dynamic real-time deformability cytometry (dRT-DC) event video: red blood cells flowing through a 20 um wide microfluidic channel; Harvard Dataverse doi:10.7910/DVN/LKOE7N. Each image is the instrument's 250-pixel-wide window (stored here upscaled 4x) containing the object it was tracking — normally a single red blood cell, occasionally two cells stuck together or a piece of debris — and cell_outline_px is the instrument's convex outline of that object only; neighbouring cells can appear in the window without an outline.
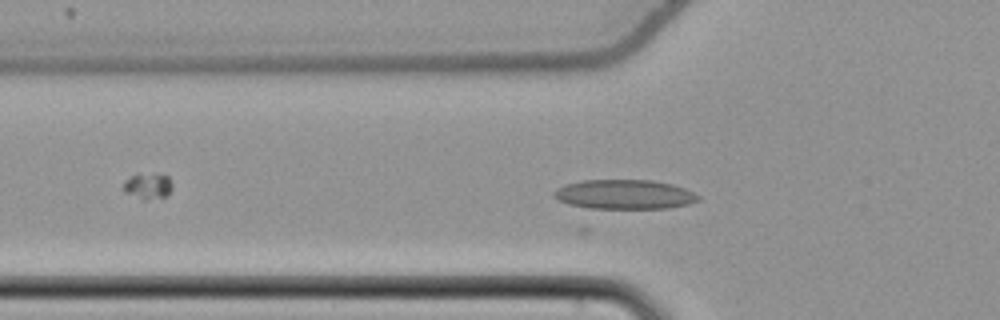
{"species": "common noctule bat (a hibernating species)", "species_latin": "Nyctalus noctula", "temperature_condition": "cold", "stored_images_in_passage": 35, "camera_frame_rate_fps": 3000, "um_per_image_px": 0.085, "animal": {"sex": "female", "body_mass_g": 22.7, "forearm_length_mm": 54.2}, "frame": {"image": 1, "passage_image": 15, "time_ms": 4.667, "image_size_px": [1000, 320], "cell_outline_px": [[700, 200], [688, 204], [668, 208], [580, 208], [568, 204], [552, 196], [552, 192], [556, 188], [564, 184], [580, 180], [652, 180], [672, 184], [684, 188], [700, 196]], "centroid_in_image_um": [53.02, 16.52], "position_along_channel_um": 72.8, "area_um2": 24.97}}
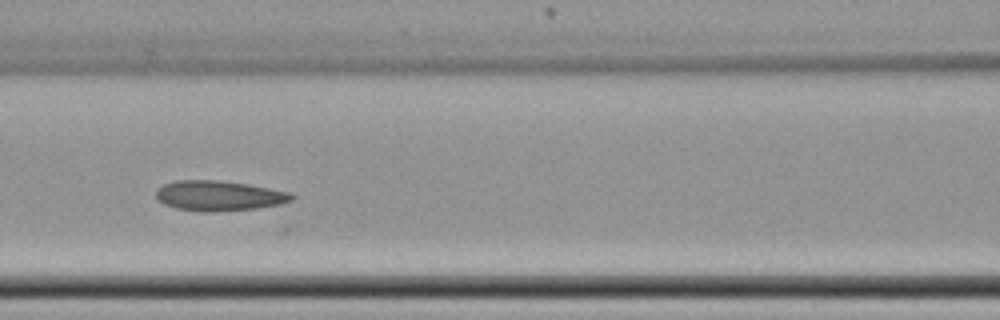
{"frame": {"image": 2, "passage_image": 21, "time_ms": 6.667, "image_size_px": [1000, 320], "cell_outline_px": [[296, 196], [292, 200], [280, 204], [256, 208], [212, 212], [200, 212], [176, 208], [164, 204], [156, 196], [156, 188], [164, 184], [176, 180], [216, 180], [248, 184], [288, 192]], "centroid_in_image_um": [18.58, 16.64], "position_along_channel_um": 148.0, "area_um2": 23.76}}
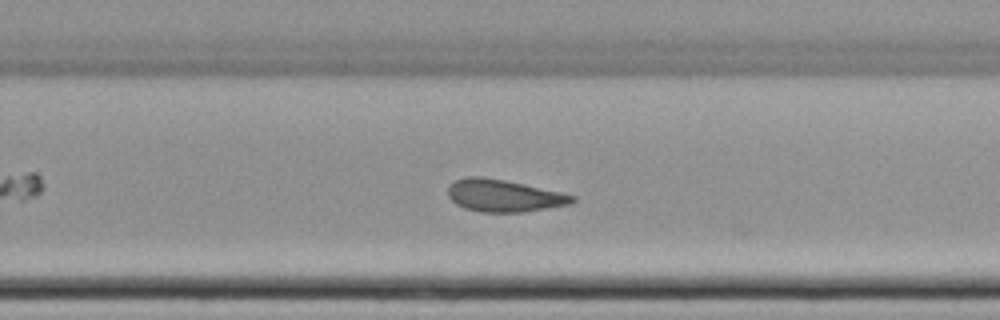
{"frame": {"image": 3, "passage_image": 32, "time_ms": 10.333, "image_size_px": [1000, 320], "cell_outline_px": [[576, 200], [572, 204], [524, 212], [480, 212], [464, 208], [456, 204], [448, 196], [448, 184], [456, 180], [468, 176], [480, 176], [504, 180], [524, 184], [560, 192], [576, 196]], "centroid_in_image_um": [42.82, 16.64], "position_along_channel_um": 287.0, "area_um2": 23.41}}